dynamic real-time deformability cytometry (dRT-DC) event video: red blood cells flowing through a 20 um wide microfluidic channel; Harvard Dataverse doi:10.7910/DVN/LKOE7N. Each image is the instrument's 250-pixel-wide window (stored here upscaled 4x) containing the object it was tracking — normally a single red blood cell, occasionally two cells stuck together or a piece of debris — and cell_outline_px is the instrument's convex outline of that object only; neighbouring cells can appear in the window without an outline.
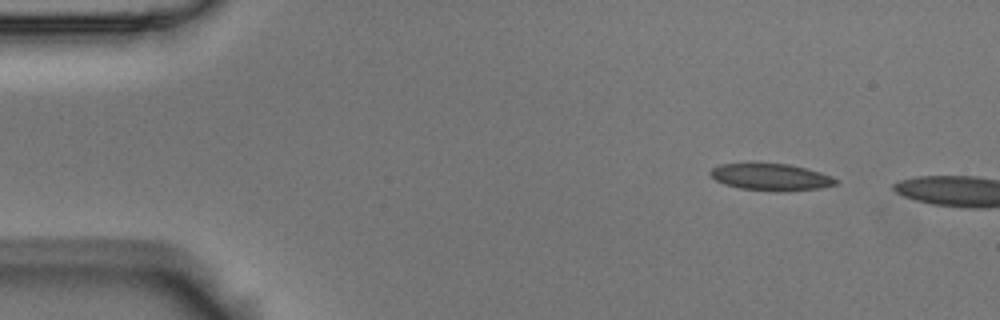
{"species": "Egyptian fruit bat (a non-hibernating species)", "species_latin": "Rousettus aegyptiacus", "temperature_condition": "room temperature", "stored_images_in_passage": 4, "camera_frame_rate_fps": 3000, "um_per_image_px": 0.085, "animal": {"sex": "male"}, "frame": {"image": 1, "passage_image": 1, "time_ms": 0.0, "image_size_px": [1000, 320], "cell_outline_px": [[840, 180], [836, 184], [820, 188], [784, 192], [776, 192], [740, 188], [724, 184], [716, 180], [708, 172], [712, 168], [720, 164], [788, 164], [820, 172], [832, 176]], "centroid_in_image_um": [65.55, 15.07], "position_along_channel_um": 19.4, "area_um2": 19.59}}